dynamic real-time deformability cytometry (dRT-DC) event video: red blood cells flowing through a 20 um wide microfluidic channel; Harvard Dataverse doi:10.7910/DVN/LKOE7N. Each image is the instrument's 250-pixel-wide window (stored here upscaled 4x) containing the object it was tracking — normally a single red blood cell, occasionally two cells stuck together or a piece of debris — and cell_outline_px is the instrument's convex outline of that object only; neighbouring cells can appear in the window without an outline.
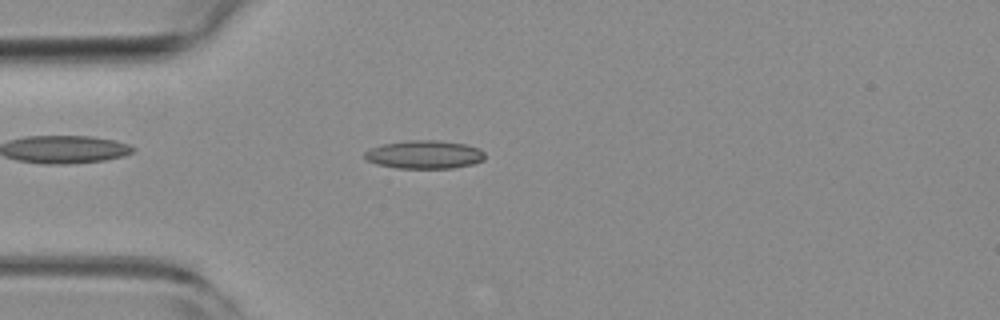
{"species": "common noctule bat (a hibernating species)", "species_latin": "Nyctalus noctula", "temperature_condition": "room temperature", "stored_images_in_passage": 49, "camera_frame_rate_fps": 3000, "um_per_image_px": 0.085, "animal": {"sex": "female", "body_mass_g": 19.3, "forearm_length_mm": 54.1}, "frame": {"image": 1, "passage_image": 10, "time_ms": 3.0, "image_size_px": [1000, 320], "cell_outline_px": [[484, 160], [472, 164], [452, 168], [396, 168], [376, 164], [368, 160], [364, 156], [364, 152], [372, 148], [384, 144], [408, 140], [440, 140], [464, 144], [480, 148], [484, 152]], "centroid_in_image_um": [36.09, 13.13], "position_along_channel_um": 48.9, "area_um2": 19.77}}
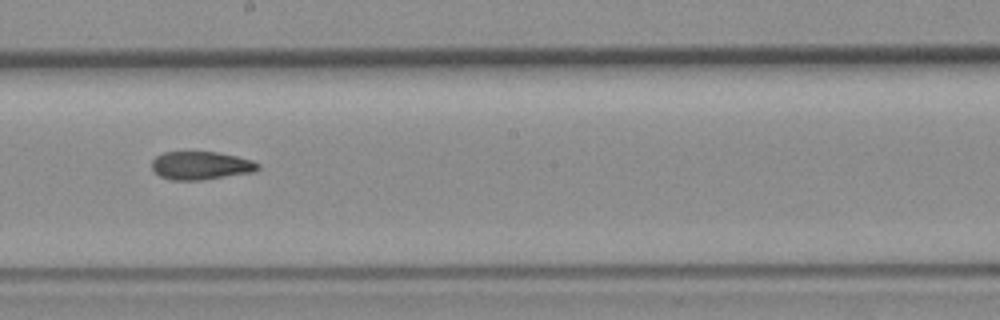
{"frame": {"image": 2, "passage_image": 25, "time_ms": 8.0, "image_size_px": [1000, 320], "cell_outline_px": [[260, 168], [252, 172], [200, 180], [172, 180], [160, 176], [152, 168], [152, 160], [156, 156], [164, 152], [216, 152], [236, 156], [252, 160], [260, 164]], "centroid_in_image_um": [17.07, 14.07], "position_along_channel_um": 231.1, "area_um2": 17.28}}
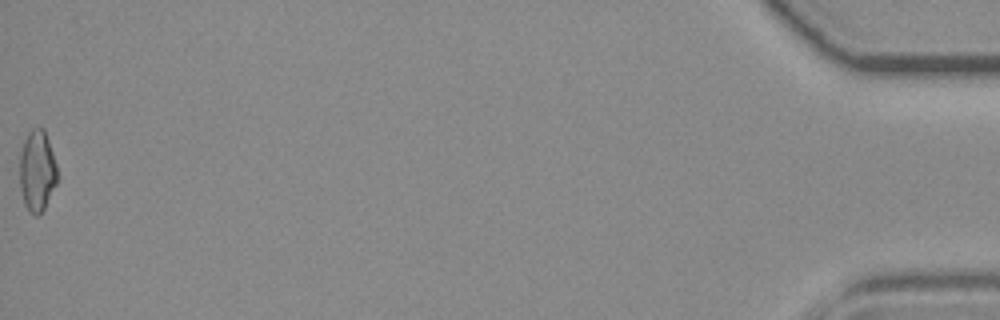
{"frame": {"image": 3, "passage_image": 49, "time_ms": 16.0, "image_size_px": [1000, 320], "cell_outline_px": [[56, 184], [44, 208], [36, 216], [28, 212], [24, 204], [20, 188], [20, 152], [24, 140], [28, 132], [32, 128], [44, 128], [56, 164]], "centroid_in_image_um": [3.13, 14.52], "position_along_channel_um": 432.1, "area_um2": 17.63}, "authors_computed_cell_mechanics": {"area_um2": 17.8024, "velocity_mm_per_s": 3.8597, "shape_relaxation_time_tau1_ms": null, "shape_relaxation_time_tau2_ms": 6.6115, "deformation_change_tau1": null, "deformation_change_tau2": 0.12}}